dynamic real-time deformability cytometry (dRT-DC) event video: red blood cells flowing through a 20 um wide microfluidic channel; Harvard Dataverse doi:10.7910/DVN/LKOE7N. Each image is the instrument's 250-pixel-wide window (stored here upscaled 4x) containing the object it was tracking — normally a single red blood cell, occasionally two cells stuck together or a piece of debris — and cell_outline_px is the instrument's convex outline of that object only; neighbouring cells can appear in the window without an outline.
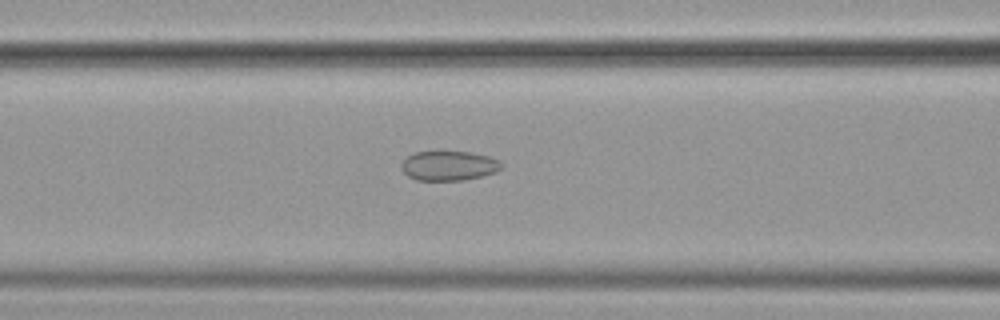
{"species": "common noctule bat (a hibernating species)", "species_latin": "Nyctalus noctula", "temperature_condition": "cold", "stored_images_in_passage": 51, "camera_frame_rate_fps": 3000, "um_per_image_px": 0.085, "animal": {"sex": "female", "body_mass_g": 19.9}, "frame": {"image": 1, "passage_image": 24, "time_ms": 7.667, "image_size_px": [1000, 320], "cell_outline_px": [[504, 164], [496, 172], [464, 180], [416, 180], [408, 176], [400, 168], [400, 164], [408, 156], [416, 152], [472, 152], [488, 156], [500, 160]], "centroid_in_image_um": [38.16, 14.09], "position_along_channel_um": 128.4, "area_um2": 17.22}}
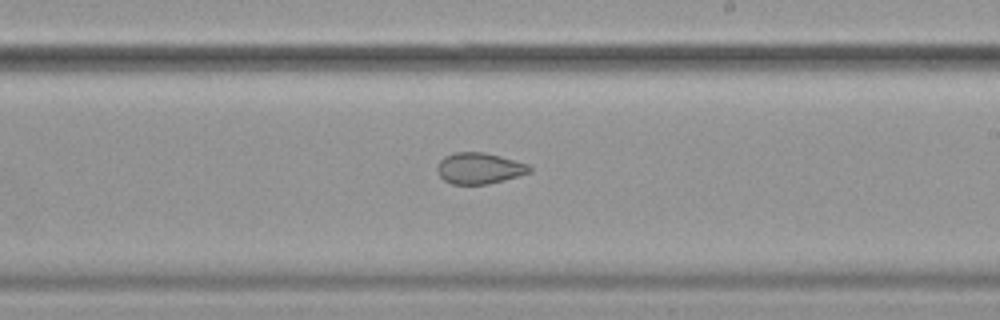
{"frame": {"image": 2, "passage_image": 34, "time_ms": 11.0, "image_size_px": [1000, 320], "cell_outline_px": [[532, 172], [504, 180], [488, 184], [452, 184], [444, 180], [436, 172], [436, 168], [440, 160], [444, 156], [456, 152], [484, 152], [500, 156], [528, 164], [532, 168]], "centroid_in_image_um": [40.73, 14.3], "position_along_channel_um": 248.3, "area_um2": 16.82}}
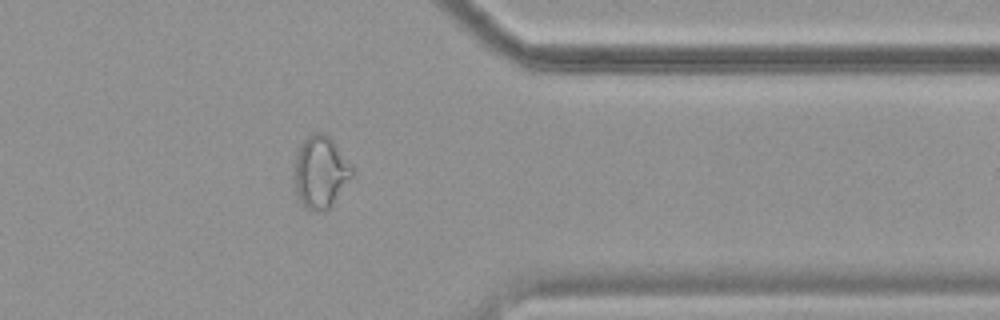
{"frame": {"image": 3, "passage_image": 46, "time_ms": 15.0, "image_size_px": [1000, 320], "cell_outline_px": [[356, 176], [332, 204], [324, 212], [320, 212], [304, 208], [296, 192], [296, 152], [300, 144], [312, 132], [324, 132], [332, 140], [352, 164]], "centroid_in_image_um": [27.31, 14.63], "position_along_channel_um": 384.1, "area_um2": 24.51}}